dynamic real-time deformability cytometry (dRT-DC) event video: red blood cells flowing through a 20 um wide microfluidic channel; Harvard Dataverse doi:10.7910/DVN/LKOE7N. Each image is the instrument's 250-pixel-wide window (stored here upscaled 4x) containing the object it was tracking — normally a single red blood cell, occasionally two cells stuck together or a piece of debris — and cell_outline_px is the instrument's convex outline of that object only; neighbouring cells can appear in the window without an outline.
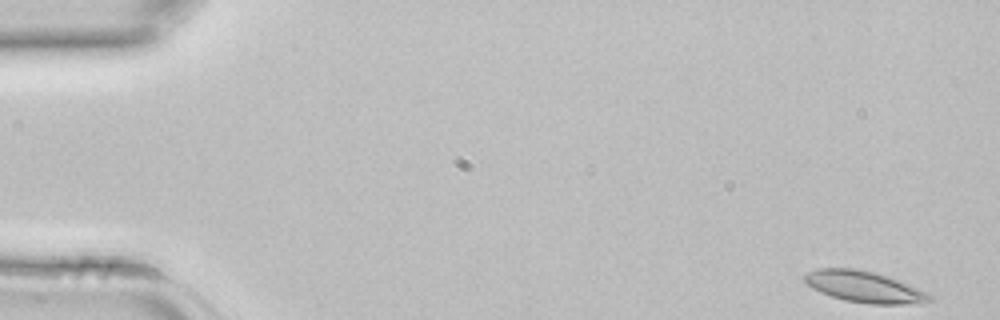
{"species": "common noctule bat (a hibernating species)", "species_latin": "Nyctalus noctula", "temperature_condition": "room temperature", "stored_images_in_passage": 42, "camera_frame_rate_fps": 3000, "um_per_image_px": 0.085, "animal": {"sex": "female", "body_mass_g": 22.7, "forearm_length_mm": 54.2}, "frame": {"image": 1, "passage_image": 1, "time_ms": 0.0, "image_size_px": [1000, 320], "cell_outline_px": [[932, 300], [920, 304], [872, 304], [844, 300], [820, 292], [812, 288], [804, 280], [804, 276], [808, 272], [816, 268], [856, 268], [876, 272], [900, 280], [928, 292], [932, 296]], "centroid_in_image_um": [73.51, 24.37], "position_along_channel_um": 11.5, "area_um2": 23.0}}
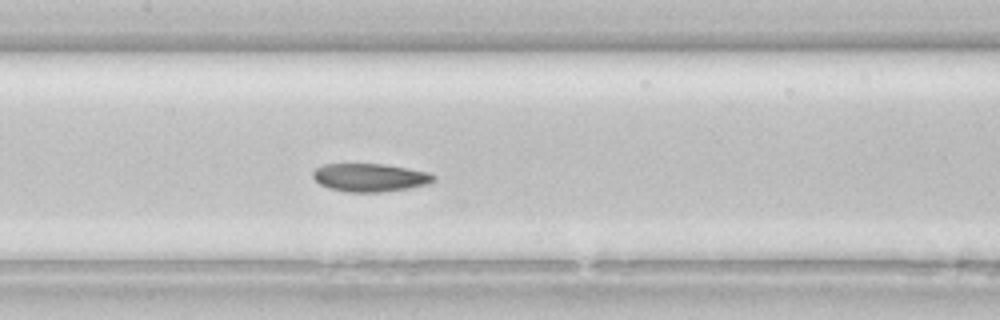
{"frame": {"image": 2, "passage_image": 20, "time_ms": 6.333, "image_size_px": [1000, 320], "cell_outline_px": [[436, 180], [432, 184], [408, 188], [380, 192], [348, 192], [328, 188], [320, 184], [312, 176], [312, 172], [316, 168], [324, 164], [384, 164], [408, 168], [428, 172], [436, 176]], "centroid_in_image_um": [31.48, 15.09], "position_along_channel_um": 175.9, "area_um2": 19.94}}
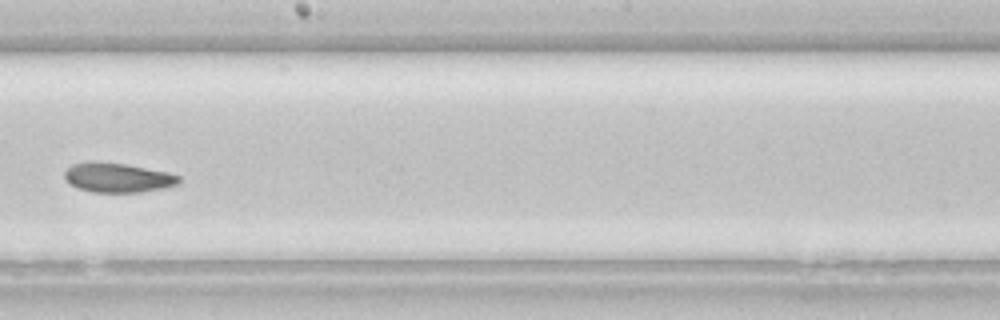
{"frame": {"image": 3, "passage_image": 24, "time_ms": 7.667, "image_size_px": [1000, 320], "cell_outline_px": [[180, 180], [176, 184], [164, 188], [140, 192], [92, 192], [76, 188], [64, 176], [64, 172], [72, 164], [88, 160], [96, 160], [124, 164], [168, 172], [180, 176]], "centroid_in_image_um": [9.97, 15.08], "position_along_channel_um": 238.2, "area_um2": 19.71}}